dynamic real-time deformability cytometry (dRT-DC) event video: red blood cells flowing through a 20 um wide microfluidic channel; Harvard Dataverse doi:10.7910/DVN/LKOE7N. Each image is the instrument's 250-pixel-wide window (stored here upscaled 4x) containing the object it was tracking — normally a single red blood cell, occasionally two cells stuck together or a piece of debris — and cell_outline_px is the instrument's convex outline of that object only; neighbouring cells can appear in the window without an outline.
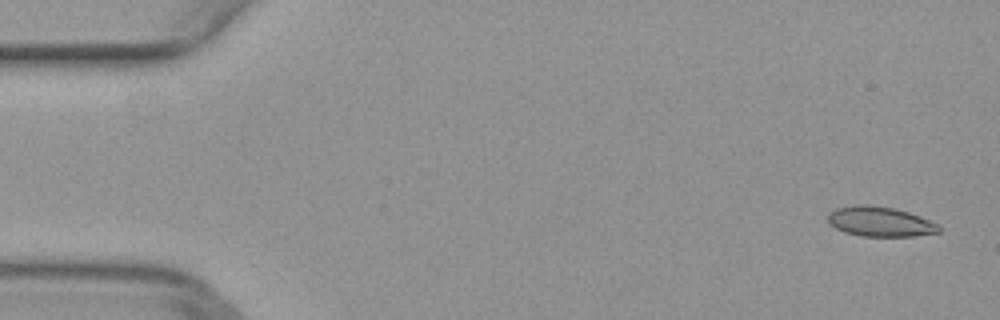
{"species": "common noctule bat (a hibernating species)", "species_latin": "Nyctalus noctula", "temperature_condition": "warm", "stored_images_in_passage": 50, "camera_frame_rate_fps": 3000, "um_per_image_px": 0.085, "animal": {"sex": "female", "body_mass_g": 29.2, "forearm_length_mm": 56.3}, "frame": {"image": 1, "passage_image": 2, "time_ms": 0.333, "image_size_px": [1000, 320], "cell_outline_px": [[940, 232], [916, 236], [860, 236], [844, 232], [828, 224], [828, 212], [836, 208], [856, 204], [864, 204], [896, 208], [920, 216], [940, 224]], "centroid_in_image_um": [74.8, 18.83], "position_along_channel_um": 10.2, "area_um2": 19.59}}
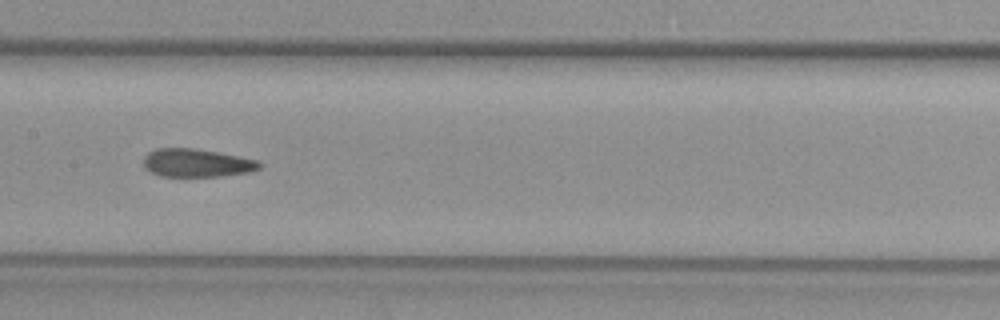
{"frame": {"image": 2, "passage_image": 25, "time_ms": 8.0, "image_size_px": [1000, 320], "cell_outline_px": [[264, 164], [260, 168], [252, 172], [220, 176], [160, 176], [144, 168], [144, 156], [148, 152], [156, 148], [192, 148], [240, 156], [260, 160]], "centroid_in_image_um": [16.77, 13.85], "position_along_channel_um": 190.6, "area_um2": 19.19}}
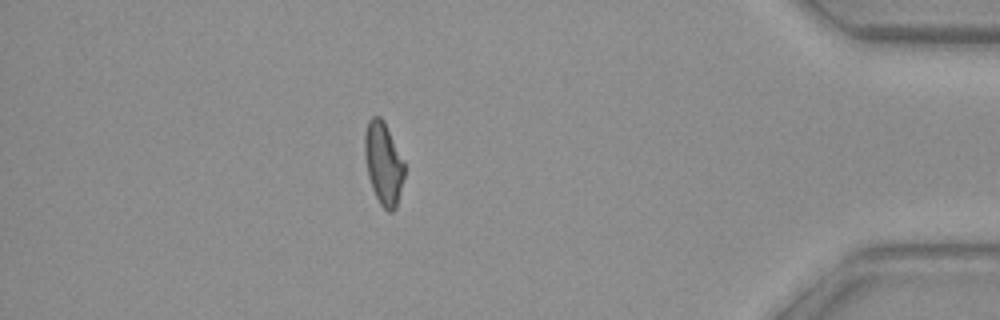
{"frame": {"image": 3, "passage_image": 44, "time_ms": 14.333, "image_size_px": [1000, 320], "cell_outline_px": [[404, 176], [396, 208], [392, 212], [388, 212], [380, 204], [372, 188], [368, 176], [364, 156], [364, 132], [368, 120], [372, 116], [380, 116], [384, 120], [404, 160]], "centroid_in_image_um": [32.58, 13.85], "position_along_channel_um": 402.6, "area_um2": 19.31}}